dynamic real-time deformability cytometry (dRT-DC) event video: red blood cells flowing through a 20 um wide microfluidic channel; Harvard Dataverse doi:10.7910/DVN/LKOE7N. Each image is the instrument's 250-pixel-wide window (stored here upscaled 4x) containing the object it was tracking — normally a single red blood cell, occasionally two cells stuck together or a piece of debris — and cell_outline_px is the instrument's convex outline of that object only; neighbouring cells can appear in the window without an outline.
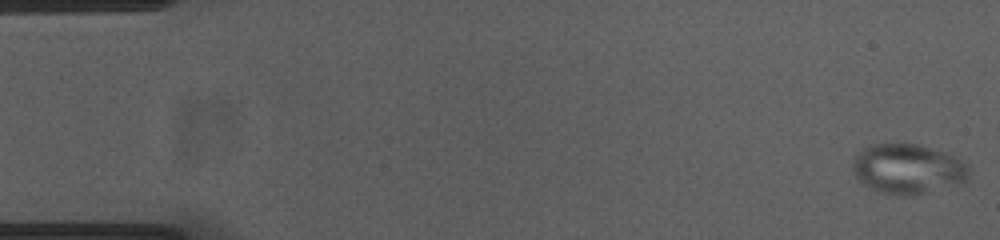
{"species": "common noctule bat (a hibernating species)", "species_latin": "Nyctalus noctula", "temperature_condition": "cold", "stored_images_in_passage": 54, "camera_frame_rate_fps": 3000, "um_per_image_px": 0.085, "animal": {"sex": "female", "body_mass_g": 23.0, "forearm_length_mm": 53.4}, "frame": {"image": 1, "passage_image": 1, "time_ms": 0.0, "image_size_px": [1000, 240], "cell_outline_px": [[968, 180], [960, 184], [924, 192], [904, 196], [876, 192], [868, 188], [856, 180], [852, 172], [852, 164], [860, 148], [872, 144], [916, 144], [956, 156], [968, 164]], "centroid_in_image_um": [77.11, 14.36], "position_along_channel_um": 7.9, "area_um2": 34.04}}
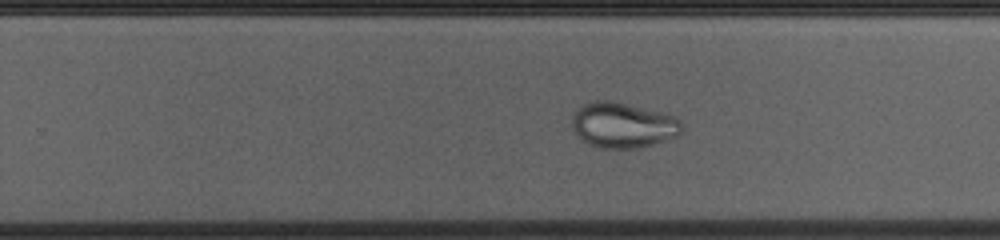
{"frame": {"image": 2, "passage_image": 34, "time_ms": 11.0, "image_size_px": [1000, 240], "cell_outline_px": [[684, 128], [676, 136], [652, 144], [636, 148], [600, 148], [588, 144], [572, 128], [572, 116], [584, 104], [596, 100], [612, 100], [664, 112], [680, 120]], "centroid_in_image_um": [52.97, 10.62], "position_along_channel_um": 276.8, "area_um2": 28.9}}
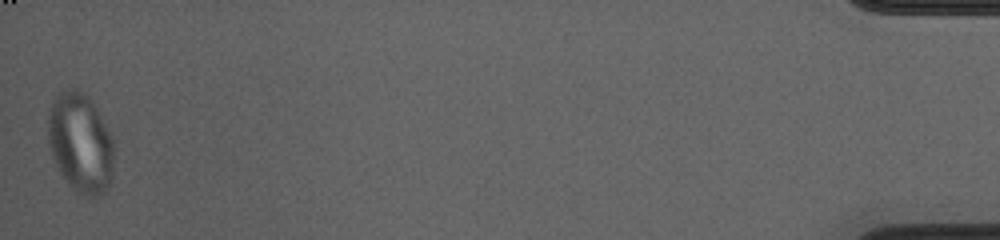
{"frame": {"image": 3, "passage_image": 54, "time_ms": 17.667, "image_size_px": [1000, 240], "cell_outline_px": [[112, 176], [108, 192], [100, 196], [88, 196], [76, 192], [68, 184], [60, 172], [52, 156], [48, 140], [48, 116], [52, 104], [56, 96], [60, 92], [68, 88], [76, 88], [88, 96], [96, 108], [108, 128], [112, 136]], "centroid_in_image_um": [6.84, 12.17], "position_along_channel_um": 428.4, "area_um2": 38.26}}